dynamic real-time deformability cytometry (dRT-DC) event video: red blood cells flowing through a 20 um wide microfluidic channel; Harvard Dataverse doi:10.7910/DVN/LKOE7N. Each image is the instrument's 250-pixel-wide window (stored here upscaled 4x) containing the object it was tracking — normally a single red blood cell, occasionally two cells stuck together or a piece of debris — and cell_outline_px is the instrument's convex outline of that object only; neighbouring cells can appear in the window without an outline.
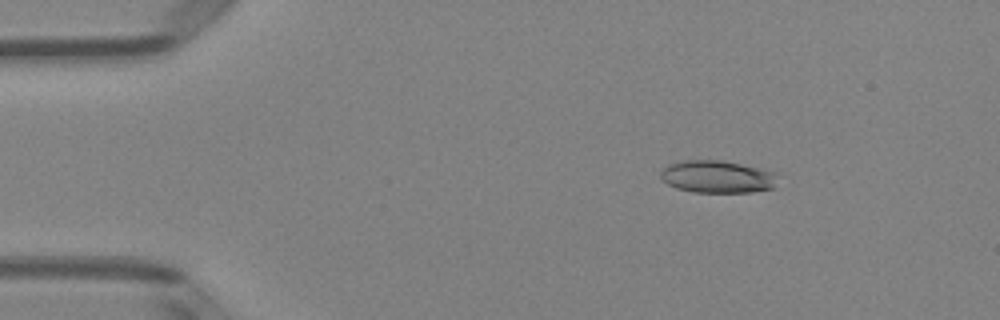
{"species": "Egyptian fruit bat (a non-hibernating species)", "species_latin": "Rousettus aegyptiacus", "temperature_condition": "room temperature", "stored_images_in_passage": 51, "camera_frame_rate_fps": 3000, "um_per_image_px": 0.085, "animal": {"sex": "female"}, "frame": {"image": 1, "passage_image": 8, "time_ms": 2.333, "image_size_px": [1000, 320], "cell_outline_px": [[780, 172], [776, 188], [752, 192], [692, 192], [676, 188], [668, 184], [660, 176], [660, 172], [668, 164], [684, 160], [720, 160]], "centroid_in_image_um": [61.05, 15.02], "position_along_channel_um": 23.9, "area_um2": 22.48}}
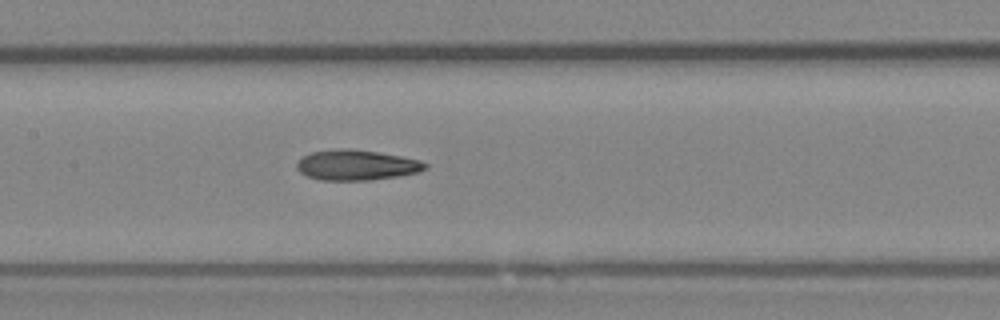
{"frame": {"image": 2, "passage_image": 25, "time_ms": 8.0, "image_size_px": [1000, 320], "cell_outline_px": [[428, 168], [420, 172], [372, 180], [320, 180], [308, 176], [300, 172], [296, 168], [296, 164], [304, 156], [312, 152], [340, 148], [348, 148], [376, 152], [400, 156], [420, 160], [428, 164]], "centroid_in_image_um": [30.32, 14.03], "position_along_channel_um": 177.1, "area_um2": 22.6}}
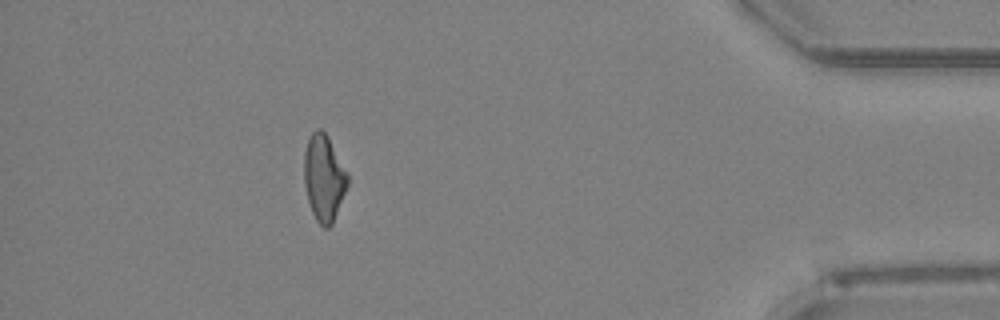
{"frame": {"image": 3, "passage_image": 46, "time_ms": 15.0, "image_size_px": [1000, 320], "cell_outline_px": [[348, 184], [332, 224], [328, 228], [324, 228], [316, 220], [312, 212], [308, 200], [304, 184], [304, 152], [308, 140], [312, 132], [316, 128], [320, 128], [328, 136], [348, 172]], "centroid_in_image_um": [27.53, 15.1], "position_along_channel_um": 407.7, "area_um2": 21.91}, "authors_computed_cell_mechanics": {"area_um2": 22.4842, "velocity_mm_per_s": 4.0118, "shape_relaxation_time_tau1_ms": null, "shape_relaxation_time_tau2_ms": 4.3103, "deformation_change_tau1": null, "deformation_change_tau2": 0.1362}}